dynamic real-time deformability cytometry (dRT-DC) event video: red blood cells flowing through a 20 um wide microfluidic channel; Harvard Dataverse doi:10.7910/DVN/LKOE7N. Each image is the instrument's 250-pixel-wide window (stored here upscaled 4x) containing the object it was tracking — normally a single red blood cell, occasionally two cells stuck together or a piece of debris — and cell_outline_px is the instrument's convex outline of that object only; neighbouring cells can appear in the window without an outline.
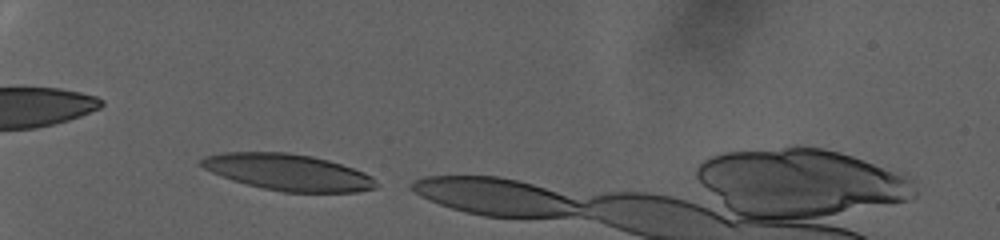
{"species": "human", "species_latin": "Homo sapiens", "temperature_condition": "warm", "stored_images_in_passage": 6, "camera_frame_rate_fps": 3000, "um_per_image_px": 0.085, "donor": {"sex": "female"}, "frame": {"image": 1, "passage_image": 1, "time_ms": 0.0, "image_size_px": [1000, 240], "cell_outline_px": [[380, 184], [376, 188], [356, 192], [284, 192], [264, 188], [232, 180], [212, 172], [204, 168], [200, 164], [200, 160], [204, 156], [220, 152], [288, 152], [312, 156], [328, 160], [364, 172], [372, 176]], "centroid_in_image_um": [24.5, 14.63], "position_along_channel_um": 60.5, "area_um2": 37.11}}